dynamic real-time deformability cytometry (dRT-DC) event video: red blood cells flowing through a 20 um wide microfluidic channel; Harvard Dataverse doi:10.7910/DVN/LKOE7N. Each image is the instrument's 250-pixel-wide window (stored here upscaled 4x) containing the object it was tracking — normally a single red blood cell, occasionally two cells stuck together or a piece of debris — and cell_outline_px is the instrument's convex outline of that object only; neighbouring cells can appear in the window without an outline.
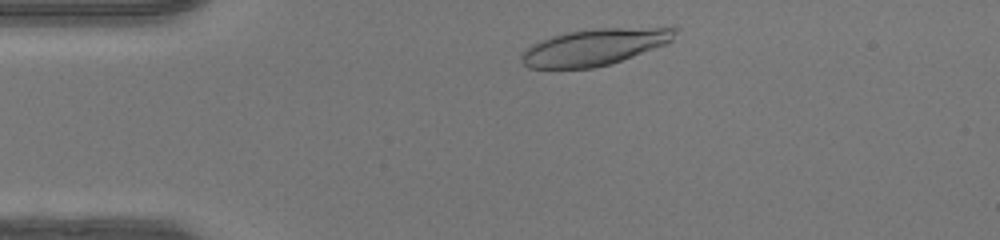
{"species": "human", "species_latin": "Homo sapiens", "temperature_condition": "warm", "stored_images_in_passage": 32, "camera_frame_rate_fps": 3000, "um_per_image_px": 0.085, "donor": {"sex": "female"}, "frame": {"image": 1, "passage_image": 3, "time_ms": 0.667, "image_size_px": [1000, 240], "cell_outline_px": [[676, 32], [672, 40], [668, 44], [612, 64], [592, 68], [528, 68], [520, 60], [520, 56], [524, 48], [540, 40], [552, 36], [568, 32], [592, 28], [676, 28]], "centroid_in_image_um": [50.5, 4.01], "position_along_channel_um": 34.5, "area_um2": 32.77}}
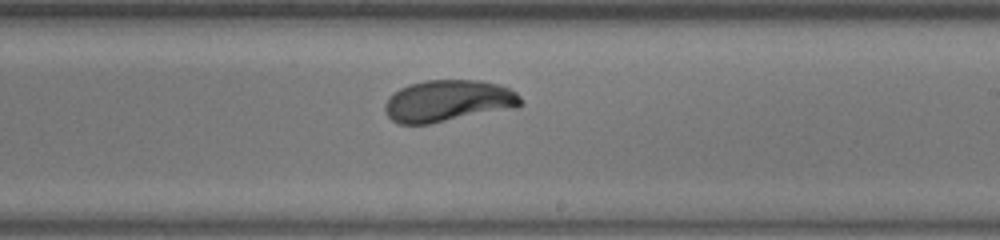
{"frame": {"image": 2, "passage_image": 21, "time_ms": 6.667, "image_size_px": [1000, 240], "cell_outline_px": [[524, 104], [516, 108], [428, 124], [400, 124], [392, 120], [388, 116], [384, 108], [384, 104], [388, 96], [400, 88], [408, 84], [424, 80], [480, 80], [500, 84], [516, 92], [524, 100]], "centroid_in_image_um": [38.11, 8.57], "position_along_channel_um": 250.9, "area_um2": 33.41}}
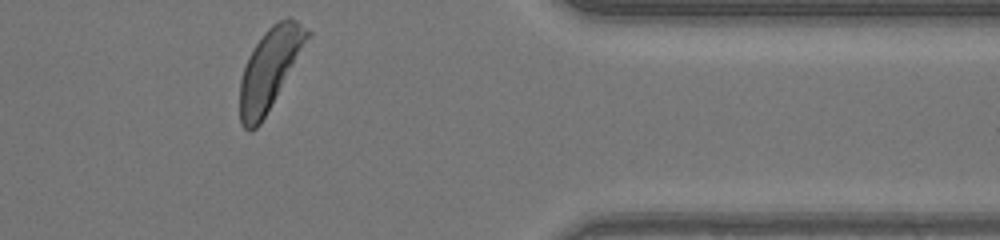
{"frame": {"image": 3, "passage_image": 32, "time_ms": 10.333, "image_size_px": [1000, 240], "cell_outline_px": [[312, 36], [260, 124], [256, 128], [248, 132], [240, 124], [240, 80], [248, 56], [264, 32], [272, 24], [288, 16], [296, 20], [308, 28], [312, 32]], "centroid_in_image_um": [22.95, 5.83], "position_along_channel_um": 388.4, "area_um2": 31.67}, "authors_computed_cell_mechanics": {"area_um2": 33.1772, "velocity_mm_per_s": 4.3497, "shape_relaxation_time_tau1_ms": 3.562, "shape_relaxation_time_tau2_ms": null, "deformation_change_tau1": 0.1884, "deformation_change_tau2": null}}